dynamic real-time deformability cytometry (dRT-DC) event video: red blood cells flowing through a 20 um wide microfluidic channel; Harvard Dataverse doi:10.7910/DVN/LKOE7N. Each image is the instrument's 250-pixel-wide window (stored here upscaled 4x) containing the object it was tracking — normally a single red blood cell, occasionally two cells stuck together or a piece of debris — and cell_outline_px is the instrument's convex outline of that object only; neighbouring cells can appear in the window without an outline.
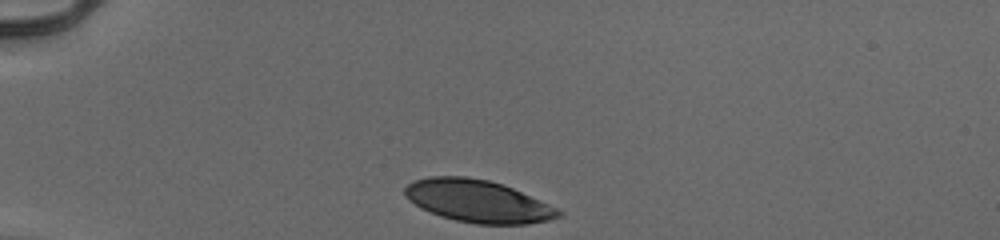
{"species": "human", "species_latin": "Homo sapiens", "temperature_condition": "cold", "stored_images_in_passage": 32, "camera_frame_rate_fps": 3000, "um_per_image_px": 0.085, "donor": {"sex": "male"}, "frame": {"image": 1, "passage_image": 1, "time_ms": 0.0, "image_size_px": [1000, 240], "cell_outline_px": [[564, 212], [560, 216], [548, 220], [528, 224], [476, 224], [456, 220], [440, 216], [420, 208], [408, 200], [404, 196], [404, 188], [412, 180], [428, 176], [468, 176], [488, 180], [512, 188], [548, 204]], "centroid_in_image_um": [40.56, 17.09], "position_along_channel_um": 44.4, "area_um2": 37.92}}
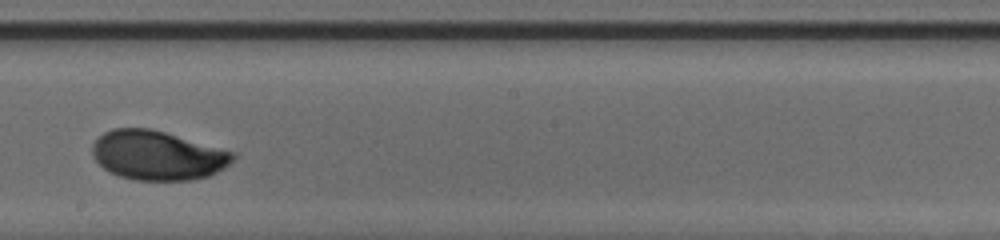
{"frame": {"image": 2, "passage_image": 19, "time_ms": 6.0, "image_size_px": [1000, 240], "cell_outline_px": [[236, 156], [224, 168], [208, 176], [192, 180], [136, 180], [120, 176], [104, 168], [92, 156], [92, 144], [104, 132], [112, 128], [152, 128], [236, 152]], "centroid_in_image_um": [13.4, 13.19], "position_along_channel_um": 234.8, "area_um2": 40.4}}
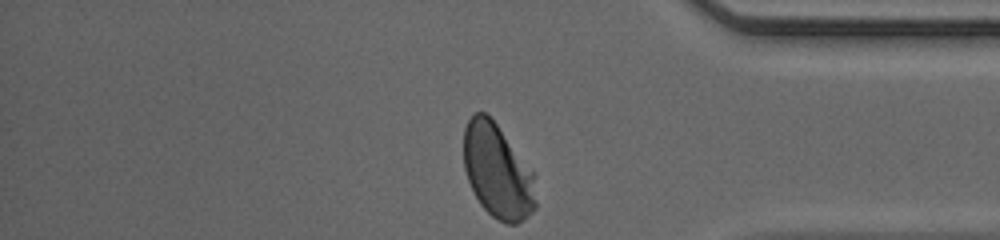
{"frame": {"image": 3, "passage_image": 32, "time_ms": 10.333, "image_size_px": [1000, 240], "cell_outline_px": [[536, 208], [528, 216], [516, 224], [508, 224], [496, 220], [480, 204], [468, 180], [464, 168], [464, 128], [468, 120], [476, 112], [484, 112], [496, 124], [532, 172], [536, 204]], "centroid_in_image_um": [42.26, 14.59], "position_along_channel_um": 392.9, "area_um2": 38.78}, "authors_computed_cell_mechanics": {"area_um2": 40.2288, "velocity_mm_per_s": 3.9212, "shape_relaxation_time_tau1_ms": 2.244, "shape_relaxation_time_tau2_ms": null, "deformation_change_tau1": 0.1257, "deformation_change_tau2": null}}